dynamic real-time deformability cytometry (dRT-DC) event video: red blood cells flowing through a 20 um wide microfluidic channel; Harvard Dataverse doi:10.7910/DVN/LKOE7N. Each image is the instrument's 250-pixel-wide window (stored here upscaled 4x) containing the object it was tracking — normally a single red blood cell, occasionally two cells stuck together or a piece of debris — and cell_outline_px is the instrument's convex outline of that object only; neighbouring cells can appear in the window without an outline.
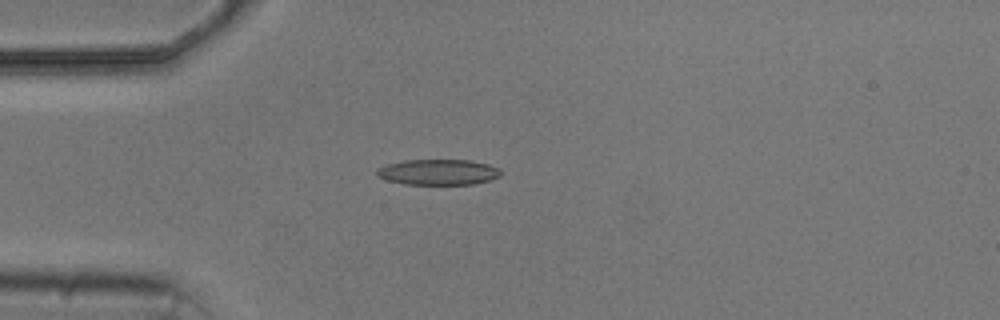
{"species": "common noctule bat (a hibernating species)", "species_latin": "Nyctalus noctula", "temperature_condition": "cold", "stored_images_in_passage": 4, "camera_frame_rate_fps": 3000, "um_per_image_px": 0.085, "animal": {"sex": "male", "body_mass_g": 20.5, "forearm_length_mm": 52.5}, "frame": {"image": 1, "passage_image": 4, "time_ms": 3.667, "image_size_px": [1000, 320], "cell_outline_px": [[500, 176], [488, 180], [472, 184], [404, 184], [388, 180], [376, 176], [376, 168], [388, 164], [404, 160], [472, 160], [488, 164], [500, 168]], "centroid_in_image_um": [37.23, 14.62], "position_along_channel_um": 47.8, "area_um2": 18.5}}